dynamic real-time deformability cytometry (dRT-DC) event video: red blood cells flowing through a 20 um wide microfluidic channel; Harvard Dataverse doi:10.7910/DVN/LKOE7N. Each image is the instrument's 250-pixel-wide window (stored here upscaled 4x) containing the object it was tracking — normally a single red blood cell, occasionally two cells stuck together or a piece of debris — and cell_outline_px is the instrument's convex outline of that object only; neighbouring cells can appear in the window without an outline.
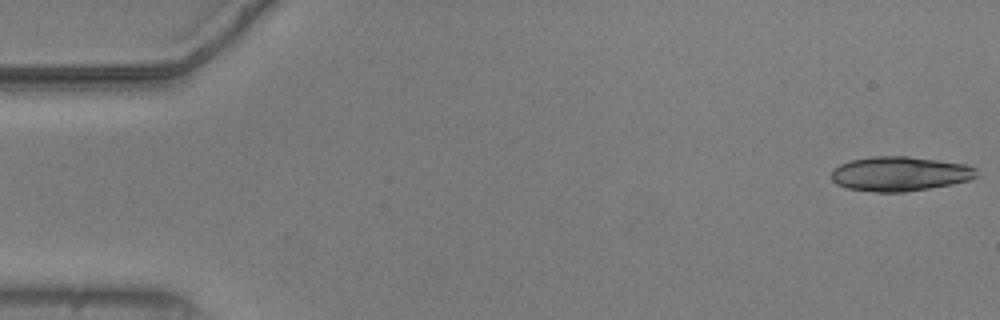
{"species": "common noctule bat (a hibernating species)", "species_latin": "Nyctalus noctula", "temperature_condition": "warm", "stored_images_in_passage": 15, "camera_frame_rate_fps": 3000, "um_per_image_px": 0.085, "animal": {"sex": "male", "body_mass_g": 20.5, "forearm_length_mm": 52.5}, "frame": {"image": 1, "passage_image": 1, "time_ms": 0.0, "image_size_px": [1000, 320], "cell_outline_px": [[976, 176], [968, 180], [952, 184], [904, 192], [876, 192], [844, 188], [836, 184], [832, 180], [832, 168], [848, 160], [872, 156], [908, 156], [964, 164], [976, 168]], "centroid_in_image_um": [76.41, 14.77], "position_along_channel_um": 8.6, "area_um2": 29.25}}